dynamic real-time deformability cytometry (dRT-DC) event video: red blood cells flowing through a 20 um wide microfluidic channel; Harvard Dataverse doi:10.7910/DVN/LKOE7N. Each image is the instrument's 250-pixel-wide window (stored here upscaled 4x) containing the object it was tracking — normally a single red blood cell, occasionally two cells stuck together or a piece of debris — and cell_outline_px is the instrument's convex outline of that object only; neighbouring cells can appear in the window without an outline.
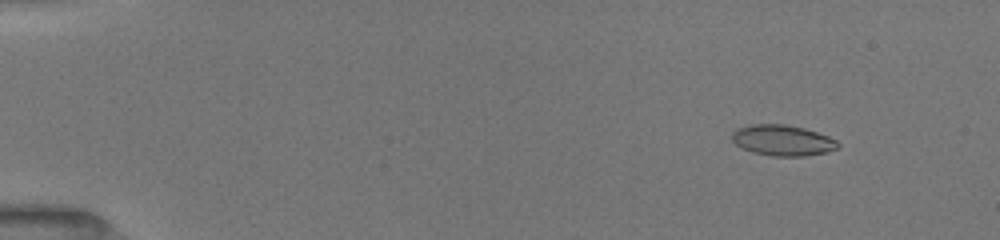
{"species": "common noctule bat (a hibernating species)", "species_latin": "Nyctalus noctula", "temperature_condition": "room temperature", "stored_images_in_passage": 23, "camera_frame_rate_fps": 3000, "um_per_image_px": 0.085, "animal": {"sex": "female", "body_mass_g": 19.5, "forearm_length_mm": 54.1}, "frame": {"image": 1, "passage_image": 2, "time_ms": 1.0, "image_size_px": [1000, 240], "cell_outline_px": [[840, 144], [836, 148], [828, 152], [804, 156], [772, 156], [752, 152], [736, 144], [732, 140], [732, 132], [736, 128], [752, 124], [784, 124], [804, 128], [828, 136], [836, 140]], "centroid_in_image_um": [66.51, 11.92], "position_along_channel_um": 18.5, "area_um2": 18.96}}
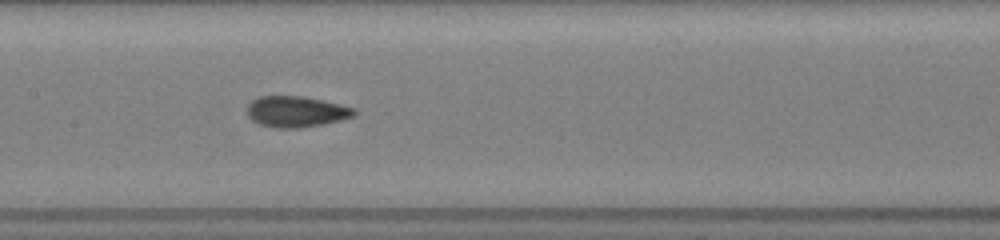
{"frame": {"image": 2, "passage_image": 10, "time_ms": 8.0, "image_size_px": [1000, 240], "cell_outline_px": [[356, 116], [324, 124], [300, 128], [276, 128], [260, 124], [252, 120], [248, 116], [248, 104], [252, 100], [260, 96], [304, 96], [356, 108]], "centroid_in_image_um": [25.19, 9.49], "position_along_channel_um": 182.2, "area_um2": 19.36}}
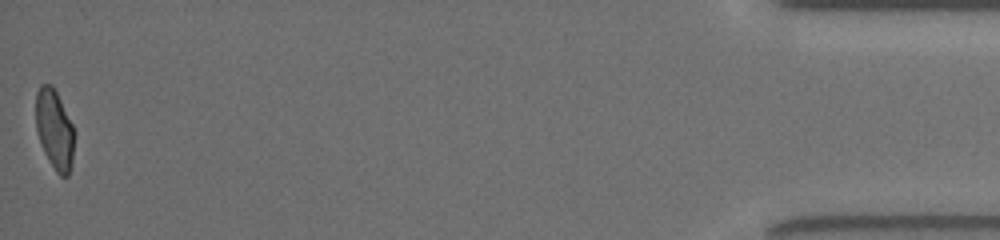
{"frame": {"image": 3, "passage_image": 23, "time_ms": 16.333, "image_size_px": [1000, 240], "cell_outline_px": [[76, 132], [72, 160], [68, 176], [60, 176], [56, 172], [48, 160], [44, 152], [36, 132], [36, 92], [40, 84], [52, 84]], "centroid_in_image_um": [4.64, 11.01], "position_along_channel_um": 430.6, "area_um2": 18.03}, "authors_computed_cell_mechanics": {"area_um2": 18.9006, "velocity_mm_per_s": 4.0116, "shape_relaxation_time_tau1_ms": 6.1065, "shape_relaxation_time_tau2_ms": 1.0716, "deformation_change_tau1": 0.1766, "deformation_change_tau2": 0.0565}}